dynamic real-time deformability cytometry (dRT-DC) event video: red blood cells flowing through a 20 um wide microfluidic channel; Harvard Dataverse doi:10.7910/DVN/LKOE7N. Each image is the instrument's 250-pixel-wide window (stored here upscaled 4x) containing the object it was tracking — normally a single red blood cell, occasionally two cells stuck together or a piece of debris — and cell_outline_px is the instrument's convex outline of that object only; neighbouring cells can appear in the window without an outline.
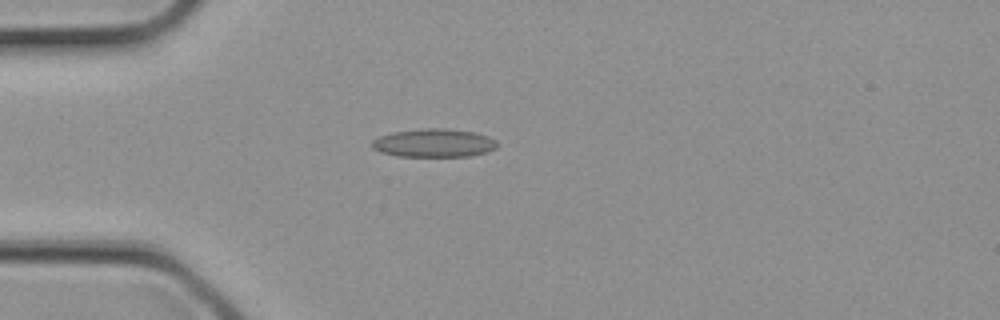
{"species": "common noctule bat (a hibernating species)", "species_latin": "Nyctalus noctula", "temperature_condition": "cold", "stored_images_in_passage": 4, "camera_frame_rate_fps": 3000, "um_per_image_px": 0.085, "animal": {"sex": "female", "body_mass_g": 21.9}, "frame": {"image": 1, "passage_image": 4, "time_ms": 1.0, "image_size_px": [1000, 320], "cell_outline_px": [[500, 144], [496, 148], [488, 152], [468, 156], [396, 156], [380, 152], [372, 148], [372, 140], [380, 136], [392, 132], [424, 128], [444, 128], [476, 132], [488, 136], [496, 140]], "centroid_in_image_um": [36.91, 12.15], "position_along_channel_um": 48.1, "area_um2": 20.87}}